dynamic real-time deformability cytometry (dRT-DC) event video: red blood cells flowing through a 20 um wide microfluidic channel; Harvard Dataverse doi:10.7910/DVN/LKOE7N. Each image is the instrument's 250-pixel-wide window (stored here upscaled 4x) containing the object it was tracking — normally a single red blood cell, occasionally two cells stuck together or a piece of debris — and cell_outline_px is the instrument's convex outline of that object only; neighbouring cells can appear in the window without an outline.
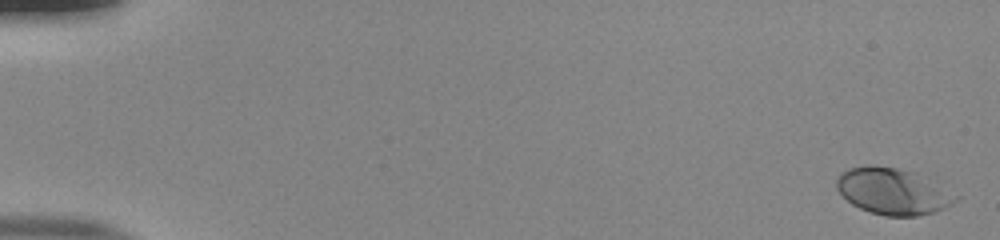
{"species": "human", "species_latin": "Homo sapiens", "temperature_condition": "room temperature", "stored_images_in_passage": 54, "camera_frame_rate_fps": 3000, "um_per_image_px": 0.085, "donor": {"sex": "male"}, "frame": {"image": 1, "passage_image": 1, "time_ms": 0.0, "image_size_px": [1000, 240], "cell_outline_px": [[960, 196], [952, 204], [932, 212], [916, 216], [884, 216], [860, 208], [852, 204], [836, 188], [836, 176], [848, 168], [868, 164], [876, 164], [896, 168], [912, 172]], "centroid_in_image_um": [75.83, 16.25], "position_along_channel_um": 9.2, "area_um2": 31.79}}
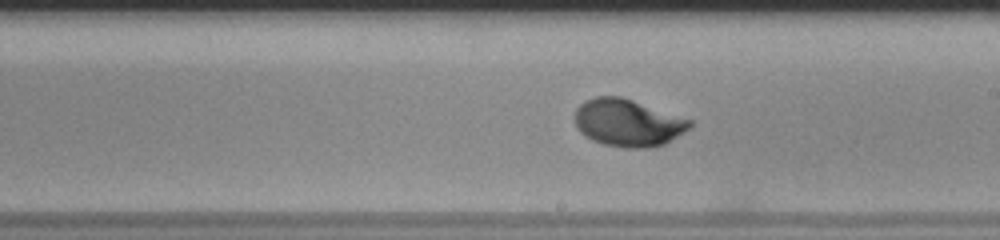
{"frame": {"image": 2, "passage_image": 32, "time_ms": 10.333, "image_size_px": [1000, 240], "cell_outline_px": [[692, 124], [684, 132], [664, 144], [648, 148], [624, 148], [604, 144], [592, 140], [584, 136], [576, 128], [576, 108], [584, 100], [596, 96], [620, 96], [692, 120]], "centroid_in_image_um": [53.34, 10.44], "position_along_channel_um": 235.7, "area_um2": 31.56}}
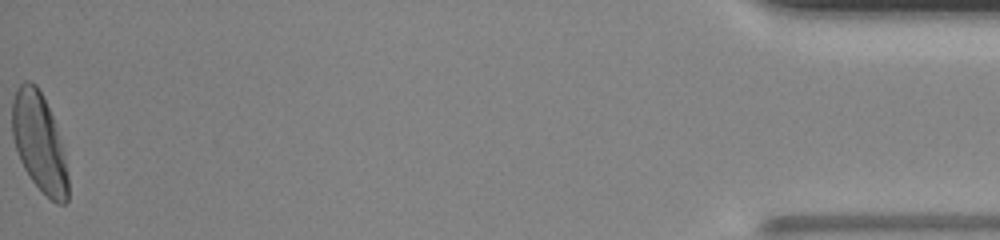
{"frame": {"image": 3, "passage_image": 54, "time_ms": 17.667, "image_size_px": [1000, 240], "cell_outline_px": [[68, 200], [64, 204], [56, 204], [32, 180], [24, 168], [20, 160], [12, 136], [12, 100], [16, 88], [24, 80], [32, 80], [36, 84], [52, 116], [60, 140], [64, 156], [68, 176]], "centroid_in_image_um": [3.31, 12.09], "position_along_channel_um": 431.9, "area_um2": 31.67}, "authors_computed_cell_mechanics": {"area_um2": 30.5762, "velocity_mm_per_s": 3.8818, "shape_relaxation_time_tau1_ms": 2.8437, "shape_relaxation_time_tau2_ms": null, "deformation_change_tau1": 0.1683, "deformation_change_tau2": null}}